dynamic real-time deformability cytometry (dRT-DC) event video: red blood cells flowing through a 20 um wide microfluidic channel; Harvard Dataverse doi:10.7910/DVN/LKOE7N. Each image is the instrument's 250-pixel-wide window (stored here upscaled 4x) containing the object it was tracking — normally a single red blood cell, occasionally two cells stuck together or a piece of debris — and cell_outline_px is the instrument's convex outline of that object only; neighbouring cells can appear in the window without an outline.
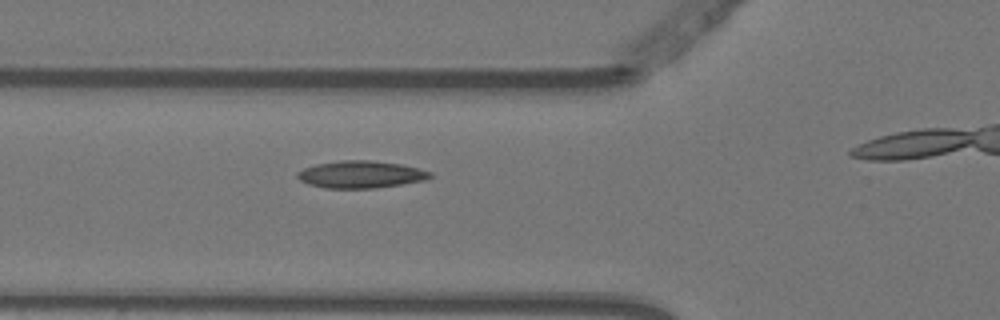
{"species": "Egyptian fruit bat (a non-hibernating species)", "species_latin": "Rousettus aegyptiacus", "temperature_condition": "warm", "stored_images_in_passage": 5, "camera_frame_rate_fps": 3000, "um_per_image_px": 0.085, "animal": {"sex": "female"}, "frame": {"image": 1, "passage_image": 4, "time_ms": 1.0, "image_size_px": [1000, 320], "cell_outline_px": [[432, 176], [424, 180], [376, 188], [324, 188], [308, 184], [300, 180], [296, 176], [296, 172], [304, 168], [316, 164], [340, 160], [368, 160], [400, 164], [432, 172]], "centroid_in_image_um": [30.62, 14.83], "position_along_channel_um": 95.2, "area_um2": 20.92}}